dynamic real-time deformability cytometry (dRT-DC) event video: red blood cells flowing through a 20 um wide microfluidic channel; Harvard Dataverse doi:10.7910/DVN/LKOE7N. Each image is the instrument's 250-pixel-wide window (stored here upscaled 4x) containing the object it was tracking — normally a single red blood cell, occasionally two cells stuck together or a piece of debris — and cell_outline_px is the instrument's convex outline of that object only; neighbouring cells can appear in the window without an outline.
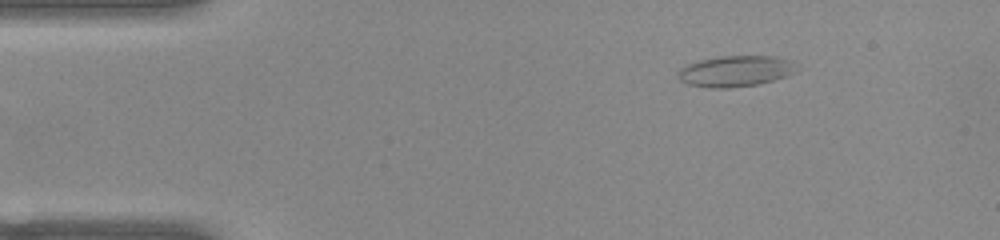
{"species": "common noctule bat (a hibernating species)", "species_latin": "Nyctalus noctula", "temperature_condition": "warm", "stored_images_in_passage": 46, "camera_frame_rate_fps": 3000, "um_per_image_px": 0.085, "animal": {"sex": "female", "body_mass_g": 22.0, "forearm_length_mm": 56.7}, "frame": {"image": 1, "passage_image": 1, "time_ms": 0.0, "image_size_px": [1000, 240], "cell_outline_px": [[792, 72], [784, 76], [772, 80], [756, 84], [728, 88], [712, 88], [688, 84], [680, 80], [676, 76], [680, 68], [684, 64], [700, 60], [720, 56], [776, 56], [792, 60]], "centroid_in_image_um": [62.41, 6.04], "position_along_channel_um": 22.6, "area_um2": 21.1}}
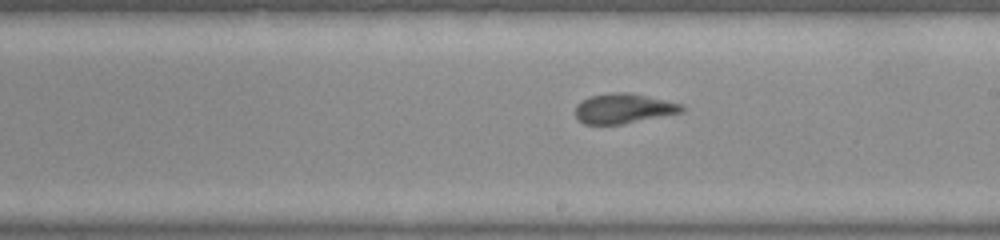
{"frame": {"image": 2, "passage_image": 23, "time_ms": 7.333, "image_size_px": [1000, 240], "cell_outline_px": [[684, 108], [680, 112], [624, 124], [584, 124], [576, 120], [576, 104], [580, 100], [588, 96], [616, 92], [628, 92], [684, 104]], "centroid_in_image_um": [52.94, 9.22], "position_along_channel_um": 236.1, "area_um2": 18.55}}
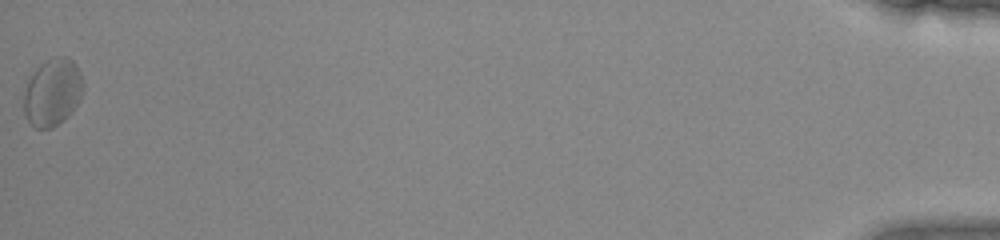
{"frame": {"image": 3, "passage_image": 46, "time_ms": 15.0, "image_size_px": [1000, 240], "cell_outline_px": [[84, 88], [80, 100], [72, 112], [68, 116], [52, 128], [36, 128], [28, 120], [24, 112], [24, 92], [28, 80], [36, 68], [40, 64], [56, 56], [68, 56], [76, 64], [80, 72], [84, 84]], "centroid_in_image_um": [4.49, 7.83], "position_along_channel_um": 430.7, "area_um2": 23.41}, "authors_computed_cell_mechanics": {"area_um2": 19.6809, "velocity_mm_per_s": 3.9051, "shape_relaxation_time_tau1_ms": 7.9634, "shape_relaxation_time_tau2_ms": 1.3751, "deformation_change_tau1": 0.1769, "deformation_change_tau2": 0.0693}}